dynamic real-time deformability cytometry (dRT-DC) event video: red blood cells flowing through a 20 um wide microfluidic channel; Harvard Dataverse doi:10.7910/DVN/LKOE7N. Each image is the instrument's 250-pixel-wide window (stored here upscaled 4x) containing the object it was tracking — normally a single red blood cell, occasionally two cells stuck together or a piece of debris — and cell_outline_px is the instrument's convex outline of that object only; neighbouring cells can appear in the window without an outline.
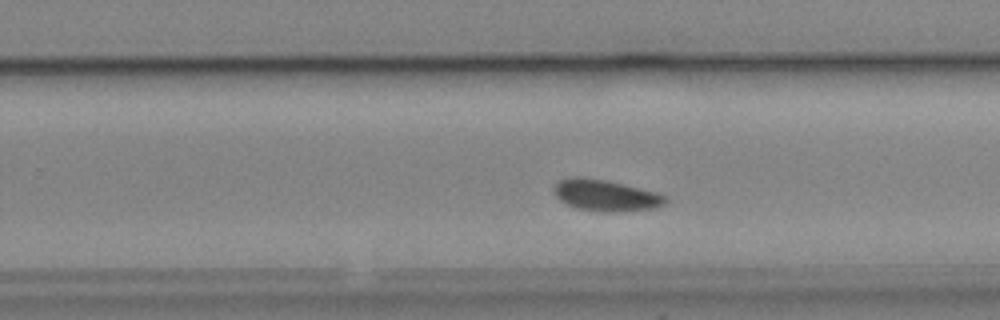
{"species": "common noctule bat (a hibernating species)", "species_latin": "Nyctalus noctula", "temperature_condition": "cold", "stored_images_in_passage": 26, "camera_frame_rate_fps": 3000, "um_per_image_px": 0.085, "animal": {"sex": "male", "body_mass_g": 19.2, "forearm_length_mm": 51.8}, "frame": {"image": 1, "passage_image": 12, "time_ms": 3.667, "image_size_px": [1000, 320], "cell_outline_px": [[668, 204], [660, 208], [612, 212], [600, 212], [576, 208], [560, 200], [556, 196], [552, 188], [560, 180], [568, 176], [580, 176], [604, 180], [624, 184], [660, 192], [668, 200]], "centroid_in_image_um": [51.53, 16.61], "position_along_channel_um": 278.3, "area_um2": 20.81}}